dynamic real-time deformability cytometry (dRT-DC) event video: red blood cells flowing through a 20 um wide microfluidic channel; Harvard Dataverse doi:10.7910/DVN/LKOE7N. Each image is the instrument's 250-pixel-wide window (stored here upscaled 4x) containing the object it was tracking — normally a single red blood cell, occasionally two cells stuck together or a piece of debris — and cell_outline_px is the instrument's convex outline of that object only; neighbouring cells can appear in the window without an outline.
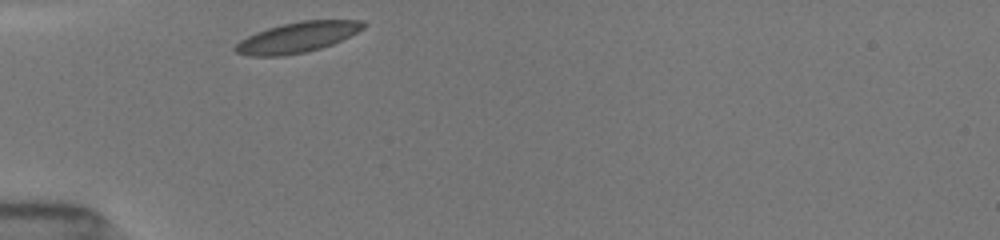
{"species": "common noctule bat (a hibernating species)", "species_latin": "Nyctalus noctula", "temperature_condition": "room temperature", "stored_images_in_passage": 11, "camera_frame_rate_fps": 3000, "um_per_image_px": 0.085, "animal": {"sex": "female", "body_mass_g": 19.5, "forearm_length_mm": 54.1}, "frame": {"image": 1, "passage_image": 1, "time_ms": 0.0, "image_size_px": [1000, 240], "cell_outline_px": [[364, 28], [332, 44], [320, 48], [304, 52], [284, 56], [248, 56], [236, 52], [232, 48], [240, 40], [256, 32], [268, 28], [300, 20], [360, 20], [364, 24]], "centroid_in_image_um": [25.22, 3.18], "position_along_channel_um": 59.8, "area_um2": 22.43}}
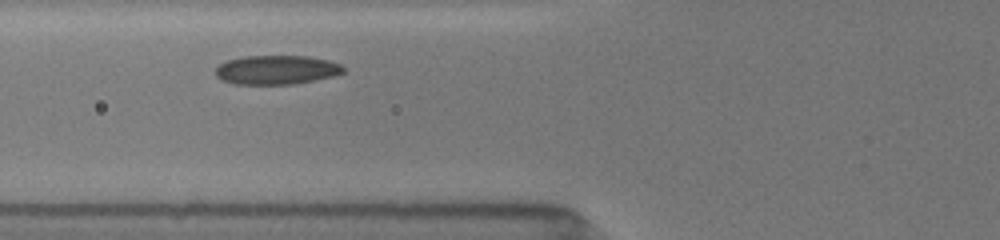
{"frame": {"image": 2, "passage_image": 5, "time_ms": 1.333, "image_size_px": [1000, 240], "cell_outline_px": [[344, 72], [336, 76], [296, 84], [236, 84], [220, 80], [216, 76], [216, 68], [220, 64], [228, 60], [244, 56], [308, 56], [328, 60], [340, 64], [344, 68]], "centroid_in_image_um": [23.52, 5.94], "position_along_channel_um": 102.3, "area_um2": 21.79}}
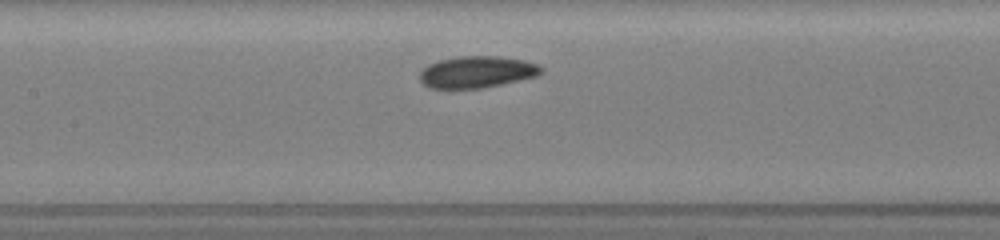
{"frame": {"image": 3, "passage_image": 9, "time_ms": 3.0, "image_size_px": [1000, 240], "cell_outline_px": [[544, 72], [536, 76], [520, 80], [484, 88], [428, 88], [420, 80], [420, 72], [428, 64], [440, 60], [460, 56], [496, 56], [524, 60], [540, 64], [544, 68]], "centroid_in_image_um": [40.58, 6.12], "position_along_channel_um": 166.8, "area_um2": 22.54}}